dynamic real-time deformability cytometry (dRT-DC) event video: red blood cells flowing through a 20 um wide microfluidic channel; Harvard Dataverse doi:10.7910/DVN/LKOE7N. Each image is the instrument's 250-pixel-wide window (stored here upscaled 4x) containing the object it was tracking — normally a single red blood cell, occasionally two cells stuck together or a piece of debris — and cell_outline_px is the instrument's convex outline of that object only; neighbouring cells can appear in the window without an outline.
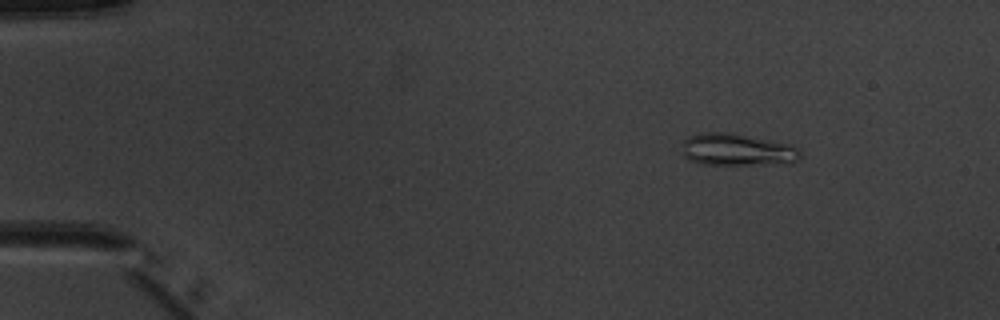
{"species": "common noctule bat (a hibernating species)", "species_latin": "Nyctalus noctula", "temperature_condition": "warm", "stored_images_in_passage": 5, "camera_frame_rate_fps": 3000, "um_per_image_px": 0.085, "animal": {"sex": "male", "body_mass_g": 20.1, "forearm_length_mm": 53.5}, "frame": {"image": 1, "passage_image": 5, "time_ms": 4.667, "image_size_px": [1000, 320], "cell_outline_px": [[800, 156], [796, 160], [784, 164], [704, 164], [692, 160], [684, 156], [684, 140], [688, 136], [704, 132], [732, 132], [788, 144], [796, 148], [800, 152]], "centroid_in_image_um": [62.65, 12.71], "position_along_channel_um": 22.3, "area_um2": 21.79}}